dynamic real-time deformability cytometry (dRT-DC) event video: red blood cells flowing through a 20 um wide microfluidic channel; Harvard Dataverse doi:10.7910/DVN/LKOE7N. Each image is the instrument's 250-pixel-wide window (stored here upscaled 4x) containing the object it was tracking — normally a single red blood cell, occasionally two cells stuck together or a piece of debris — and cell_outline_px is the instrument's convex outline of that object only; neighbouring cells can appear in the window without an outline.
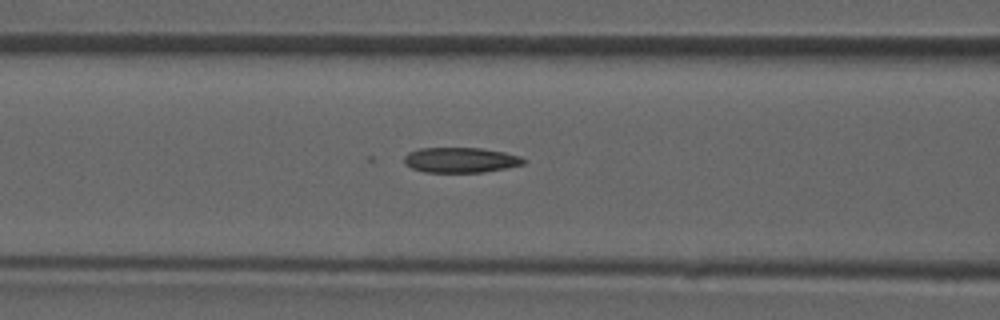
{"species": "common noctule bat (a hibernating species)", "species_latin": "Nyctalus noctula", "temperature_condition": "room temperature", "stored_images_in_passage": 23, "camera_frame_rate_fps": 3000, "um_per_image_px": 0.085, "animal": {"sex": "male", "forearm_length_mm": 52.5}, "frame": {"image": 1, "passage_image": 20, "time_ms": 6.333, "image_size_px": [1000, 320], "cell_outline_px": [[528, 160], [524, 164], [484, 172], [424, 172], [412, 168], [404, 164], [404, 156], [408, 152], [420, 148], [480, 148], [504, 152], [520, 156]], "centroid_in_image_um": [39.14, 13.6], "position_along_channel_um": 127.5, "area_um2": 17.57}}